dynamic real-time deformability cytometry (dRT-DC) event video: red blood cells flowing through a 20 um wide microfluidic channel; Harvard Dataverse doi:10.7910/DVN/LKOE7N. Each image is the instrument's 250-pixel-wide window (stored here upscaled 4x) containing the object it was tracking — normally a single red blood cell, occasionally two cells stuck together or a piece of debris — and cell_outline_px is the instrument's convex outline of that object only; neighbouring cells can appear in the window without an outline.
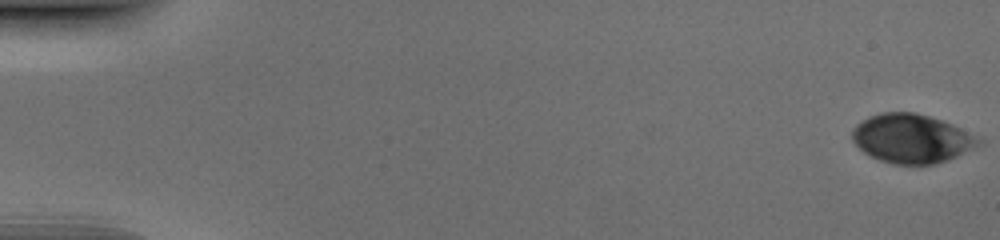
{"species": "human", "species_latin": "Homo sapiens", "temperature_condition": "cold", "stored_images_in_passage": 53, "camera_frame_rate_fps": 3000, "um_per_image_px": 0.085, "donor": {"sex": "male"}, "frame": {"image": 1, "passage_image": 1, "time_ms": 0.0, "image_size_px": [1000, 240], "cell_outline_px": [[984, 144], [956, 156], [932, 164], [892, 164], [880, 160], [864, 152], [852, 140], [852, 128], [856, 124], [868, 116], [884, 112], [912, 112], [928, 116], [952, 124], [984, 140]], "centroid_in_image_um": [77.49, 11.77], "position_along_channel_um": 7.5, "area_um2": 35.84}}
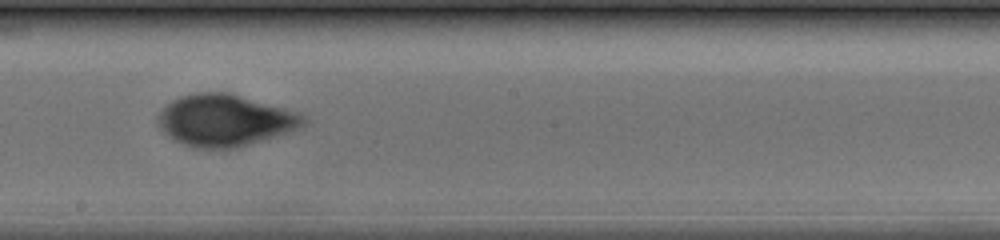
{"frame": {"image": 2, "passage_image": 31, "time_ms": 10.0, "image_size_px": [1000, 240], "cell_outline_px": [[308, 120], [300, 128], [240, 148], [196, 148], [172, 140], [160, 128], [156, 120], [156, 116], [172, 100], [180, 96], [196, 92], [232, 92], [300, 112]], "centroid_in_image_um": [19.14, 10.22], "position_along_channel_um": 229.1, "area_um2": 44.45}}
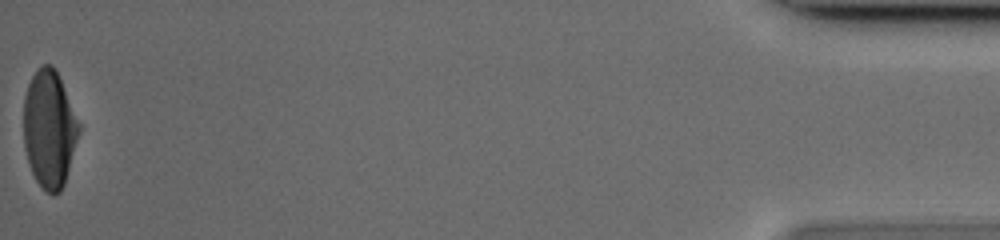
{"frame": {"image": 3, "passage_image": 53, "time_ms": 17.333, "image_size_px": [1000, 240], "cell_outline_px": [[80, 128], [64, 184], [60, 192], [52, 196], [36, 180], [32, 172], [24, 148], [24, 96], [28, 84], [36, 68], [44, 64], [52, 64], [60, 80], [80, 124]], "centroid_in_image_um": [4.17, 10.95], "position_along_channel_um": 431.0, "area_um2": 37.34}}